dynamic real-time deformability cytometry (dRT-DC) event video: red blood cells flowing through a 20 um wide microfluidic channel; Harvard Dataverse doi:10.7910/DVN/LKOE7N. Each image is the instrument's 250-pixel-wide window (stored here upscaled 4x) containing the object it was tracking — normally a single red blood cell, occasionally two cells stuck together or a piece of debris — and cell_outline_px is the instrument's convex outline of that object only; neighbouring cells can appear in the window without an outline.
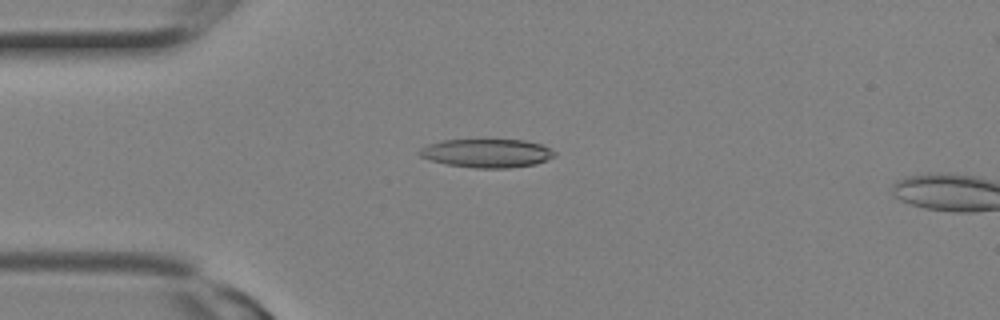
{"species": "Egyptian fruit bat (a non-hibernating species)", "species_latin": "Rousettus aegyptiacus", "temperature_condition": "room temperature", "stored_images_in_passage": 2, "camera_frame_rate_fps": 3000, "um_per_image_px": 0.085, "animal": {"sex": "female"}, "frame": {"image": 1, "passage_image": 1, "time_ms": 0.0, "image_size_px": [1000, 320], "cell_outline_px": [[556, 156], [536, 164], [508, 168], [472, 168], [448, 164], [432, 160], [420, 156], [416, 152], [420, 148], [428, 144], [444, 140], [524, 140], [540, 144], [556, 152]], "centroid_in_image_um": [41.38, 13.02], "position_along_channel_um": 43.6, "area_um2": 22.43}}